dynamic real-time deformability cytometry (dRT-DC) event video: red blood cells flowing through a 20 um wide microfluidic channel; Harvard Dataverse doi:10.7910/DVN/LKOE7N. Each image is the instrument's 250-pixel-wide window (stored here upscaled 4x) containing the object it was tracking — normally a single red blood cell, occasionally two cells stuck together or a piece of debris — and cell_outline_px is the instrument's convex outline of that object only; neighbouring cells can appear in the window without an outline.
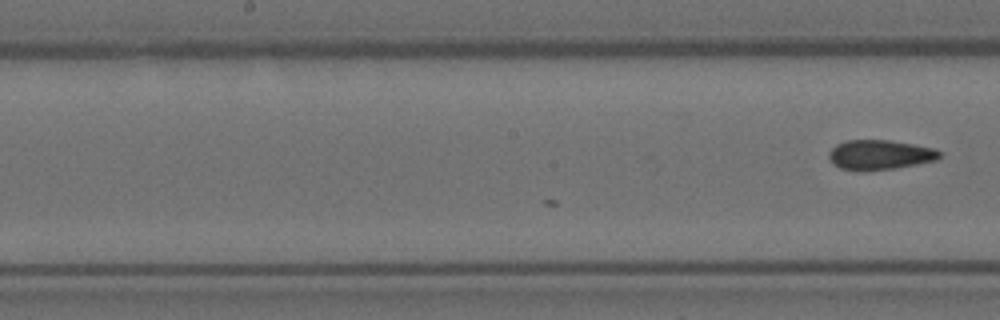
{"species": "Egyptian fruit bat (a non-hibernating species)", "species_latin": "Rousettus aegyptiacus", "temperature_condition": "room temperature", "stored_images_in_passage": 25, "camera_frame_rate_fps": 3000, "um_per_image_px": 0.085, "animal": {"sex": "female"}, "frame": {"image": 1, "passage_image": 25, "time_ms": 8.0, "image_size_px": [1000, 320], "cell_outline_px": [[940, 156], [936, 160], [896, 168], [840, 168], [828, 156], [828, 152], [836, 144], [848, 140], [888, 140], [912, 144], [932, 148], [940, 152]], "centroid_in_image_um": [74.8, 13.11], "position_along_channel_um": 173.4, "area_um2": 18.26}}